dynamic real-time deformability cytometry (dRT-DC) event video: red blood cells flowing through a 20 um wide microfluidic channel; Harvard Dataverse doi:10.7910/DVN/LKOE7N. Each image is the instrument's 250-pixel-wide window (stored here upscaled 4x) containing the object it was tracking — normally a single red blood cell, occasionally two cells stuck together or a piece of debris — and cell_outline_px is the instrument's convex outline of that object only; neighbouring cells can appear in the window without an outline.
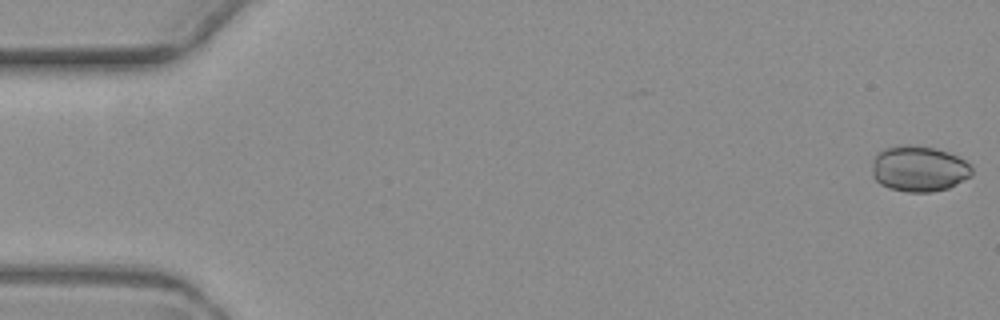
{"species": "common noctule bat (a hibernating species)", "species_latin": "Nyctalus noctula", "temperature_condition": "warm", "stored_images_in_passage": 4, "segment_of_instrument_passage": [2, 2], "camera_frame_rate_fps": 3000, "um_per_image_px": 0.085, "animal": {"sex": "female", "body_mass_g": 19.3, "forearm_length_mm": 54.1}, "frame": {"image": 1, "passage_image": 4, "time_ms": 3.667, "image_size_px": [1000, 320], "cell_outline_px": [[972, 176], [948, 188], [932, 192], [908, 192], [888, 188], [880, 184], [872, 176], [872, 160], [884, 148], [900, 144], [912, 144], [936, 148], [948, 152], [964, 160], [972, 168]], "centroid_in_image_um": [78.09, 14.33], "position_along_channel_um": 6.9, "area_um2": 26.88}}